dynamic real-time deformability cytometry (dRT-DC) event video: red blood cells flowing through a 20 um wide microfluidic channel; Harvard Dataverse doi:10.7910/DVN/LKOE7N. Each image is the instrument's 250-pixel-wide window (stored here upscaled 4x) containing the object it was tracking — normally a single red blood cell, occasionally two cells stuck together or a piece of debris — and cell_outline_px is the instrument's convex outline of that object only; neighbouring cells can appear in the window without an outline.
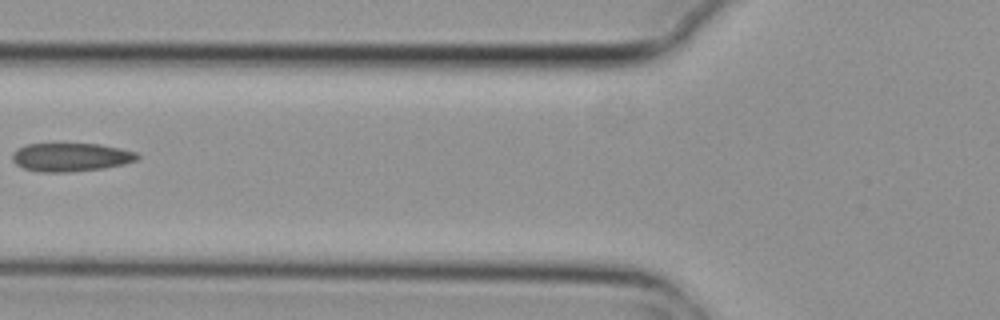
{"species": "common noctule bat (a hibernating species)", "species_latin": "Nyctalus noctula", "temperature_condition": "cold", "stored_images_in_passage": 6, "camera_frame_rate_fps": 3000, "um_per_image_px": 0.085, "animal": {"sex": "female", "body_mass_g": 29.2, "forearm_length_mm": 56.3}, "frame": {"image": 1, "passage_image": 5, "time_ms": 1.333, "image_size_px": [1000, 320], "cell_outline_px": [[140, 156], [136, 160], [124, 164], [104, 168], [68, 172], [40, 172], [24, 168], [16, 164], [12, 160], [12, 152], [28, 144], [100, 144], [120, 148], [136, 152]], "centroid_in_image_um": [6.03, 13.36], "position_along_channel_um": 119.8, "area_um2": 20.63}}
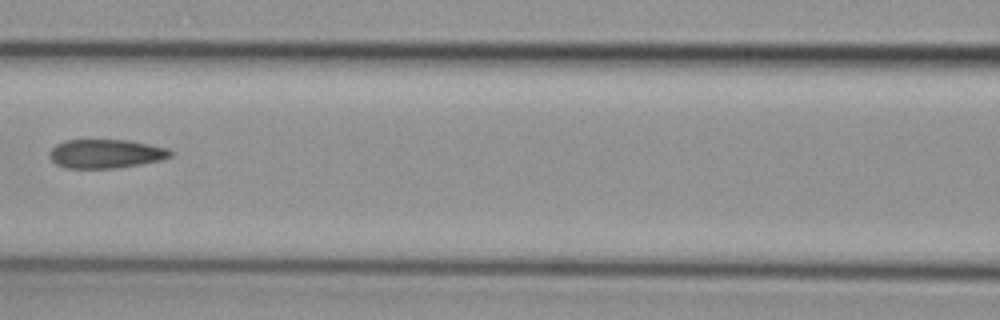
{"frame": {"image": 2, "passage_image": 6, "time_ms": 1.667, "image_size_px": [1000, 320], "cell_outline_px": [[176, 152], [172, 156], [160, 160], [140, 164], [116, 168], [64, 168], [56, 164], [48, 156], [48, 152], [56, 144], [64, 140], [132, 140], [168, 148]], "centroid_in_image_um": [9.0, 13.06], "position_along_channel_um": 157.6, "area_um2": 20.63}}